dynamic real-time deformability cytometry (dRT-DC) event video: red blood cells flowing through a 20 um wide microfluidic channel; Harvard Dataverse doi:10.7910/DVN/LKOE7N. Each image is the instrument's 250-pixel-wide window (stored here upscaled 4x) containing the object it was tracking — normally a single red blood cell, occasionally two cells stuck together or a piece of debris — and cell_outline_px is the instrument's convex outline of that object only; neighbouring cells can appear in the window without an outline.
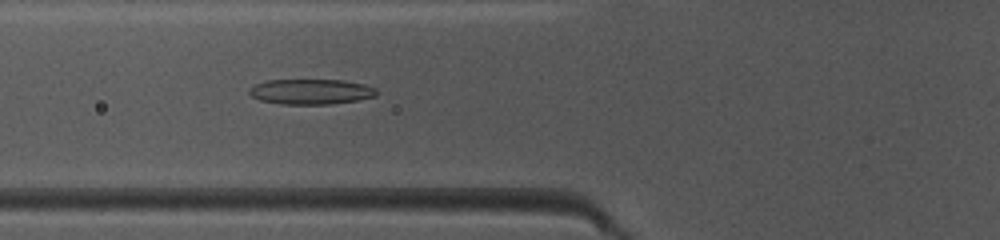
{"species": "common noctule bat (a hibernating species)", "species_latin": "Nyctalus noctula", "temperature_condition": "warm", "stored_images_in_passage": 49, "camera_frame_rate_fps": 3000, "um_per_image_px": 0.085, "animal": {"sex": "female", "body_mass_g": 10.0, "forearm_length_mm": 53.1}, "frame": {"image": 1, "passage_image": 19, "time_ms": 6.0, "image_size_px": [1000, 240], "cell_outline_px": [[376, 96], [356, 100], [328, 104], [280, 104], [260, 100], [252, 96], [248, 92], [256, 84], [264, 80], [344, 80], [364, 84], [376, 88]], "centroid_in_image_um": [26.43, 7.78], "position_along_channel_um": 99.4, "area_um2": 18.61}}
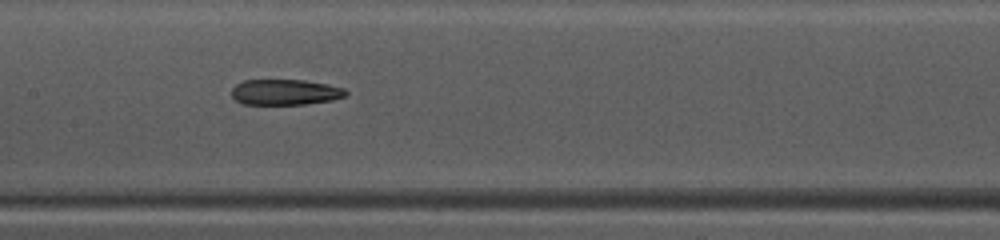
{"frame": {"image": 2, "passage_image": 25, "time_ms": 8.0, "image_size_px": [1000, 240], "cell_outline_px": [[348, 92], [344, 96], [332, 100], [308, 104], [240, 104], [232, 96], [232, 88], [236, 84], [244, 80], [304, 80], [328, 84], [344, 88]], "centroid_in_image_um": [24.23, 7.83], "position_along_channel_um": 183.2, "area_um2": 17.11}}
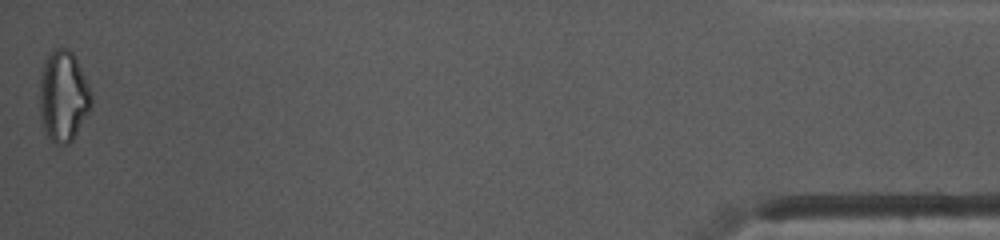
{"frame": {"image": 3, "passage_image": 49, "time_ms": 16.0, "image_size_px": [1000, 240], "cell_outline_px": [[92, 104], [88, 112], [72, 140], [68, 144], [56, 144], [44, 132], [40, 120], [40, 80], [44, 60], [48, 52], [52, 48], [68, 48], [76, 56], [92, 92]], "centroid_in_image_um": [5.37, 8.13], "position_along_channel_um": 429.8, "area_um2": 27.69}, "authors_computed_cell_mechanics": {"area_um2": 19.7098, "velocity_mm_per_s": 4.1448, "shape_relaxation_time_tau1_ms": null, "shape_relaxation_time_tau2_ms": 6.5566, "deformation_change_tau1": null, "deformation_change_tau2": 0.1935}}